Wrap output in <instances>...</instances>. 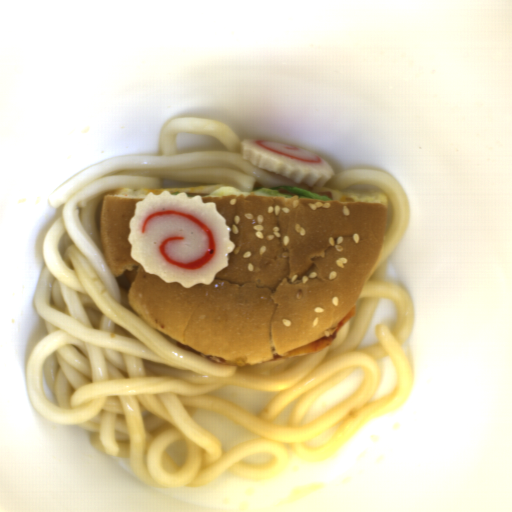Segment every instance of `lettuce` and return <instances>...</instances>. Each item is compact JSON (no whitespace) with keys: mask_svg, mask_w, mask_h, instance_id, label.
Returning <instances> with one entry per match:
<instances>
[{"mask_svg":"<svg viewBox=\"0 0 512 512\" xmlns=\"http://www.w3.org/2000/svg\"><path fill=\"white\" fill-rule=\"evenodd\" d=\"M279 190H286L290 193H293L295 196H298L299 199H310V200L311 199H319L322 201H331L328 196H325V195H322V194H319V193H316L313 191H309V190H306V189H303V188H300V187H297L294 185L293 186H281L280 185V186H277L274 188H269L266 186H254L252 191H261L264 193H268V196H279V197H283V198H287V199L293 197L292 195H284Z\"/></svg>","mask_w":512,"mask_h":512,"instance_id":"1","label":"lettuce"}]
</instances>
